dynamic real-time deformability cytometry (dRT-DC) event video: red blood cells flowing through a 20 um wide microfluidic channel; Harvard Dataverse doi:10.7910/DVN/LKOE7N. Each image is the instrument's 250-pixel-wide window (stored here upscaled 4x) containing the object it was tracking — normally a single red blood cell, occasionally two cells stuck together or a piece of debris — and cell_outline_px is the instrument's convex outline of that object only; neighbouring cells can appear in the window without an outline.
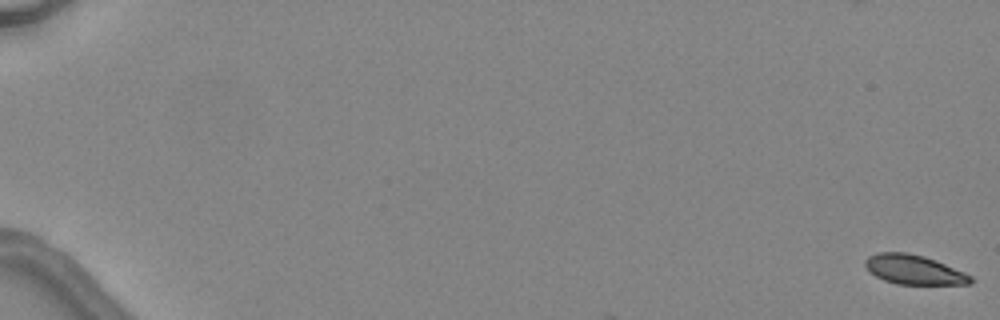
{"species": "common noctule bat (a hibernating species)", "species_latin": "Nyctalus noctula", "temperature_condition": "warm", "stored_images_in_passage": 7, "camera_frame_rate_fps": 3000, "um_per_image_px": 0.085, "animal": {"sex": "female", "body_mass_g": 24.6, "forearm_length_mm": 56.2}, "frame": {"image": 1, "passage_image": 1, "time_ms": 0.0, "image_size_px": [1000, 320], "cell_outline_px": [[976, 280], [972, 284], [896, 284], [884, 280], [876, 276], [864, 264], [864, 260], [868, 256], [876, 252], [908, 252], [924, 256], [936, 260], [964, 272], [972, 276]], "centroid_in_image_um": [77.71, 22.91], "position_along_channel_um": 7.3, "area_um2": 18.21}}
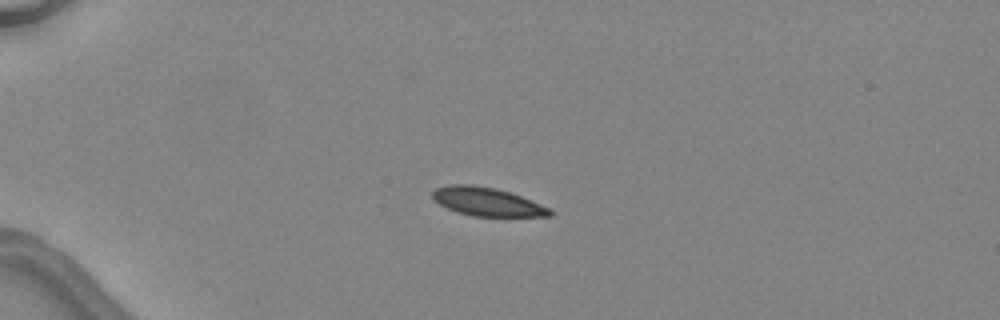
{"frame": {"image": 2, "passage_image": 5, "time_ms": 4.667, "image_size_px": [1000, 320], "cell_outline_px": [[552, 216], [472, 216], [456, 212], [432, 200], [432, 192], [436, 188], [448, 184], [472, 184], [496, 188], [512, 192], [552, 208]], "centroid_in_image_um": [41.41, 17.13], "position_along_channel_um": 43.6, "area_um2": 19.77}}